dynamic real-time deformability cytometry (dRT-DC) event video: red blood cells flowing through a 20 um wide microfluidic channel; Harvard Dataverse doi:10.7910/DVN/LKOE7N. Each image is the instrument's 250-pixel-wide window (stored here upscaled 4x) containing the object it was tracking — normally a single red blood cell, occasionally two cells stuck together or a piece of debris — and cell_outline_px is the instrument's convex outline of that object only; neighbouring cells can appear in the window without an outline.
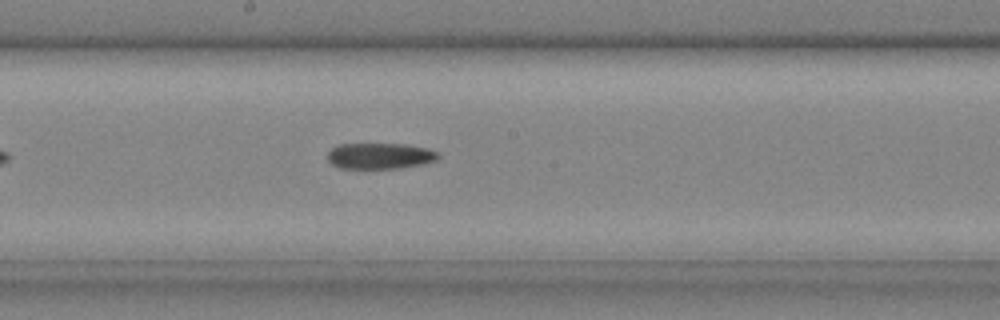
{"species": "common noctule bat (a hibernating species)", "species_latin": "Nyctalus noctula", "temperature_condition": "cold", "stored_images_in_passage": 29, "camera_frame_rate_fps": 3000, "um_per_image_px": 0.085, "animal": {"sex": "male", "body_mass_g": 20.4}, "frame": {"image": 1, "passage_image": 13, "time_ms": 4.0, "image_size_px": [1000, 320], "cell_outline_px": [[440, 156], [436, 160], [424, 164], [400, 168], [340, 168], [332, 164], [328, 160], [328, 152], [332, 148], [340, 144], [408, 144], [428, 148], [440, 152]], "centroid_in_image_um": [32.35, 13.25], "position_along_channel_um": 215.9, "area_um2": 16.88}}